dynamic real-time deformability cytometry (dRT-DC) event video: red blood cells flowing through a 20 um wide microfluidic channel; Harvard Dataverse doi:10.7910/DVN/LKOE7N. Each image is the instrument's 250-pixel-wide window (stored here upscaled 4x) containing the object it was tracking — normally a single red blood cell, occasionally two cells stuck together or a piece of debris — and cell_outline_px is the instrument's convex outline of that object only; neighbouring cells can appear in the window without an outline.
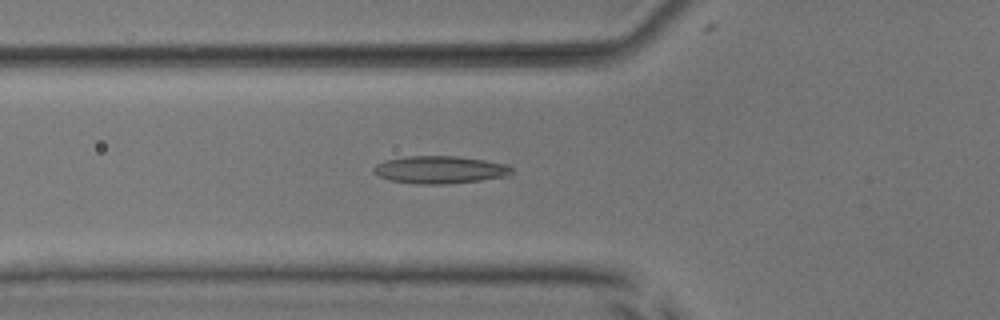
{"species": "common noctule bat (a hibernating species)", "species_latin": "Nyctalus noctula", "temperature_condition": "room temperature", "stored_images_in_passage": 51, "camera_frame_rate_fps": 3000, "um_per_image_px": 0.085, "animal": {"sex": "male", "body_mass_g": 17.9, "forearm_length_mm": 54.2}, "frame": {"image": 1, "passage_image": 20, "time_ms": 6.333, "image_size_px": [1000, 320], "cell_outline_px": [[512, 176], [448, 184], [416, 184], [388, 180], [372, 172], [372, 168], [376, 164], [388, 160], [408, 156], [456, 156], [484, 160], [508, 164], [512, 168]], "centroid_in_image_um": [37.42, 14.43], "position_along_channel_um": 88.4, "area_um2": 22.31}}
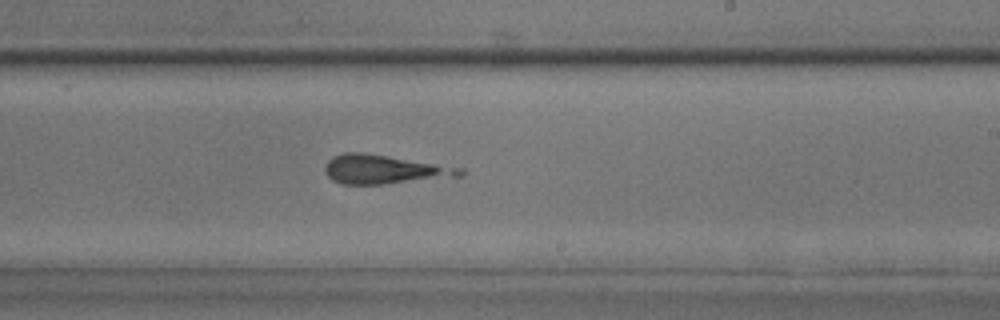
{"frame": {"image": 2, "passage_image": 33, "time_ms": 10.667, "image_size_px": [1000, 320], "cell_outline_px": [[464, 176], [384, 184], [340, 184], [332, 180], [324, 172], [324, 164], [332, 156], [344, 152], [364, 152], [464, 168]], "centroid_in_image_um": [32.63, 14.4], "position_along_channel_um": 256.4, "area_um2": 23.06}}
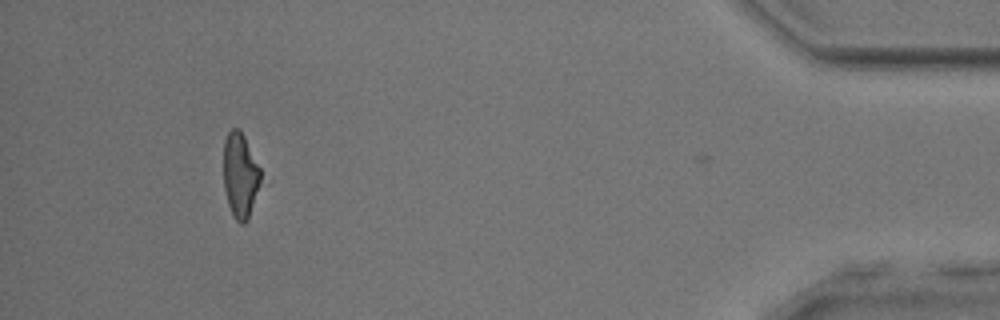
{"frame": {"image": 3, "passage_image": 50, "time_ms": 16.333, "image_size_px": [1000, 320], "cell_outline_px": [[260, 180], [248, 220], [244, 224], [240, 224], [232, 216], [228, 204], [224, 188], [224, 140], [228, 132], [232, 128], [240, 128], [260, 168]], "centroid_in_image_um": [20.4, 14.9], "position_along_channel_um": 414.8, "area_um2": 18.21}}